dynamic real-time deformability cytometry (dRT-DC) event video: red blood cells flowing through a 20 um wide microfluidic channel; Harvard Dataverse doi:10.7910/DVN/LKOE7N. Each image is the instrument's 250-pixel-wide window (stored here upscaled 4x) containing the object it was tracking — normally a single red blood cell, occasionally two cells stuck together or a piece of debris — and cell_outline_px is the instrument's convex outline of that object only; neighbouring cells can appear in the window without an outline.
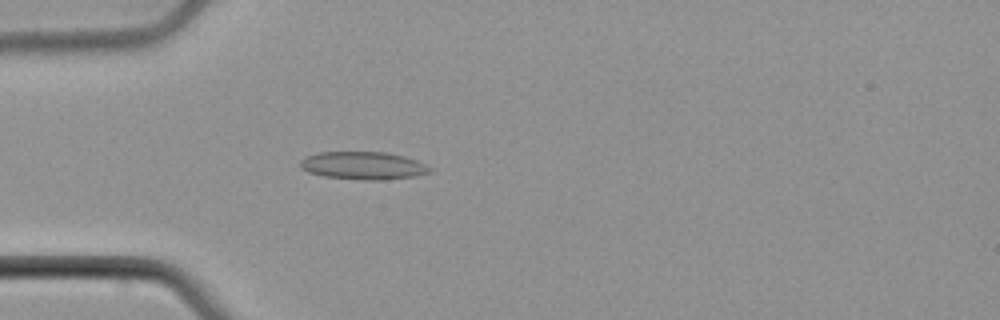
{"species": "common noctule bat (a hibernating species)", "species_latin": "Nyctalus noctula", "temperature_condition": "cold", "stored_images_in_passage": 49, "camera_frame_rate_fps": 3000, "um_per_image_px": 0.085, "animal": {"sex": "male", "body_mass_g": 21.5, "forearm_length_mm": 52.0}, "frame": {"image": 1, "passage_image": 14, "time_ms": 4.333, "image_size_px": [1000, 320], "cell_outline_px": [[432, 172], [416, 176], [384, 180], [368, 180], [324, 176], [308, 172], [300, 168], [300, 160], [304, 156], [316, 152], [384, 152], [404, 156], [416, 160], [432, 168]], "centroid_in_image_um": [30.86, 14.07], "position_along_channel_um": 54.1, "area_um2": 21.1}}
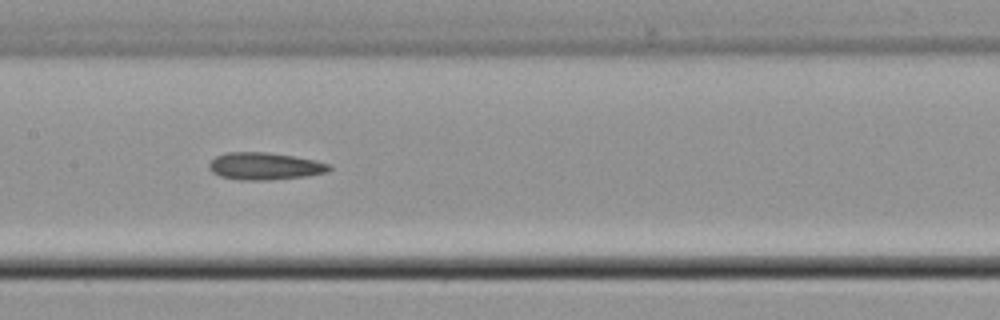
{"frame": {"image": 2, "passage_image": 24, "time_ms": 7.667, "image_size_px": [1000, 320], "cell_outline_px": [[332, 168], [328, 172], [308, 176], [272, 180], [240, 180], [220, 176], [212, 172], [208, 168], [208, 164], [216, 156], [228, 152], [268, 152], [316, 160], [332, 164]], "centroid_in_image_um": [22.54, 14.13], "position_along_channel_um": 184.9, "area_um2": 19.31}}
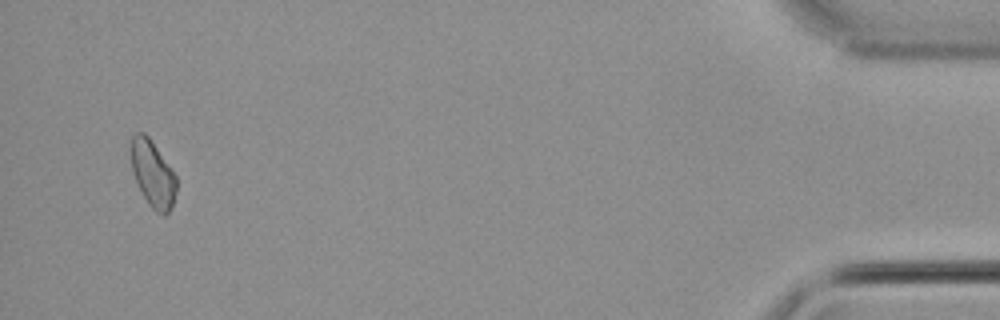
{"frame": {"image": 3, "passage_image": 47, "time_ms": 15.333, "image_size_px": [1000, 320], "cell_outline_px": [[176, 192], [172, 204], [168, 212], [164, 216], [156, 212], [148, 204], [132, 172], [132, 136], [136, 132], [144, 132], [148, 136], [176, 176]], "centroid_in_image_um": [12.99, 14.79], "position_along_channel_um": 422.2, "area_um2": 17.11}}